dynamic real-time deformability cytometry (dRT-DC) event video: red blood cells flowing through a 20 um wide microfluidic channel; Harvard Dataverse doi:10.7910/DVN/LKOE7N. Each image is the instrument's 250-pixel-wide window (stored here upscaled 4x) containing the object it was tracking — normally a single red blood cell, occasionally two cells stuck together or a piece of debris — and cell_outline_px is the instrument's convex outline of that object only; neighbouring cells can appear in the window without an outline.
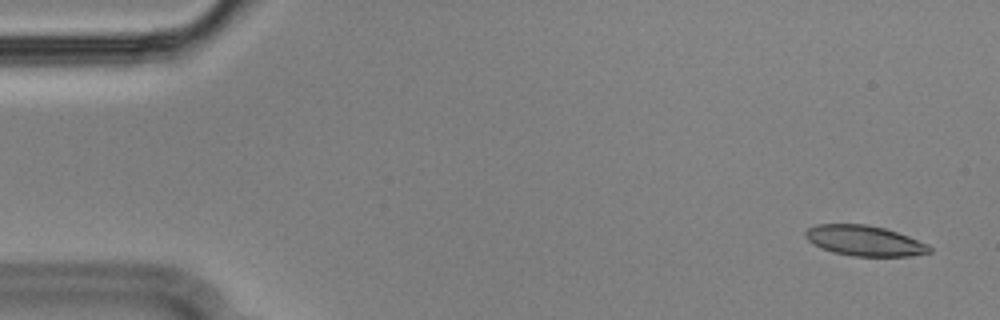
{"species": "Egyptian fruit bat (a non-hibernating species)", "species_latin": "Rousettus aegyptiacus", "temperature_condition": "cold", "stored_images_in_passage": 56, "camera_frame_rate_fps": 3000, "um_per_image_px": 0.085, "animal": {"sex": "male"}, "frame": {"image": 1, "passage_image": 3, "time_ms": 0.667, "image_size_px": [1000, 320], "cell_outline_px": [[932, 252], [908, 256], [852, 256], [836, 252], [812, 244], [804, 236], [804, 232], [808, 228], [816, 224], [864, 224], [884, 228], [908, 236], [928, 244], [932, 248]], "centroid_in_image_um": [73.48, 20.45], "position_along_channel_um": 11.5, "area_um2": 21.79}}
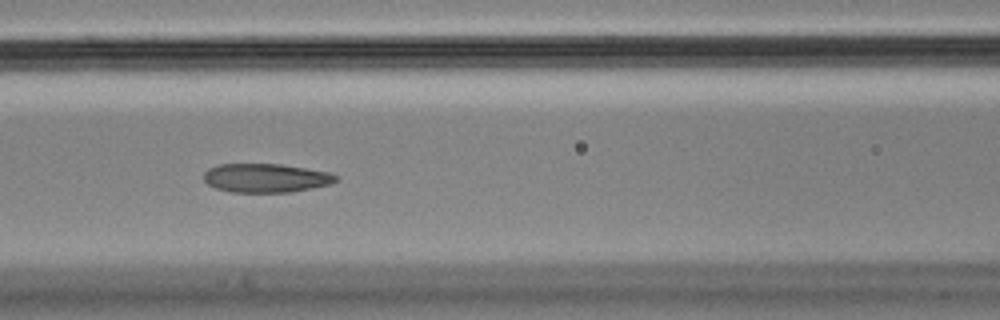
{"frame": {"image": 2, "passage_image": 24, "time_ms": 7.667, "image_size_px": [1000, 320], "cell_outline_px": [[336, 180], [328, 184], [312, 188], [292, 192], [232, 192], [216, 188], [208, 184], [204, 180], [204, 172], [208, 168], [216, 164], [280, 164], [328, 172], [336, 176]], "centroid_in_image_um": [22.53, 15.12], "position_along_channel_um": 144.1, "area_um2": 22.02}}
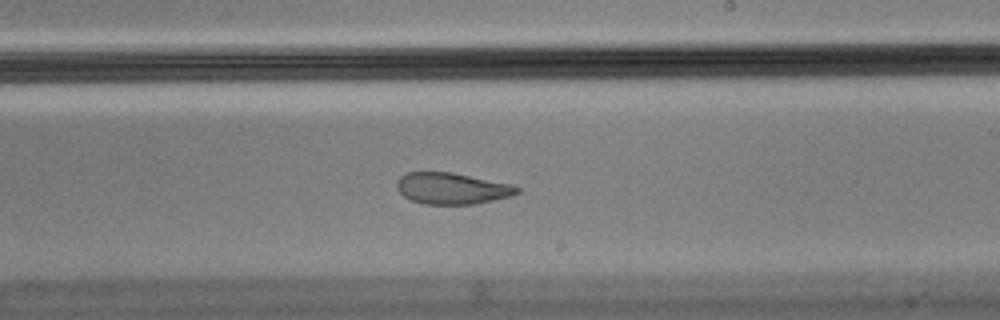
{"frame": {"image": 3, "passage_image": 33, "time_ms": 10.667, "image_size_px": [1000, 320], "cell_outline_px": [[520, 192], [512, 196], [476, 204], [424, 204], [412, 200], [404, 196], [396, 188], [396, 180], [404, 172], [452, 172], [512, 184], [520, 188]], "centroid_in_image_um": [38.42, 16.01], "position_along_channel_um": 250.6, "area_um2": 22.2}, "authors_computed_cell_mechanics": {"area_um2": 23.3801, "velocity_mm_per_s": 3.5629, "shape_relaxation_time_tau1_ms": null, "shape_relaxation_time_tau2_ms": 1.7986, "deformation_change_tau1": null, "deformation_change_tau2": 0.0695}}